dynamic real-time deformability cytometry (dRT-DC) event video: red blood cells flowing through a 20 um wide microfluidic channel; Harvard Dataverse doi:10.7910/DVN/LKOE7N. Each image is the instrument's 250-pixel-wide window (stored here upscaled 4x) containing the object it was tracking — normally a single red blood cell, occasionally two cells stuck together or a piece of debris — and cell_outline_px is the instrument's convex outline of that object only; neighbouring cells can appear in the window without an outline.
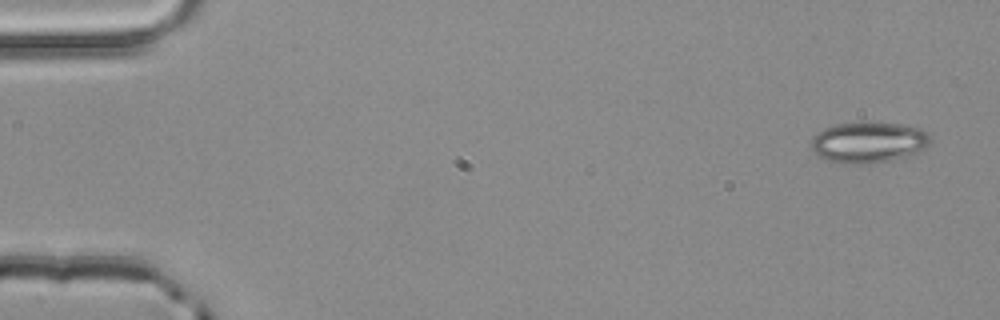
{"species": "common noctule bat (a hibernating species)", "species_latin": "Nyctalus noctula", "temperature_condition": "room temperature", "stored_images_in_passage": 4, "camera_frame_rate_fps": 3000, "um_per_image_px": 0.085, "animal": {"sex": "male", "body_mass_g": 20.4}, "frame": {"image": 1, "passage_image": 1, "time_ms": 0.0, "image_size_px": [1000, 320], "cell_outline_px": [[932, 136], [928, 144], [920, 152], [912, 156], [888, 160], [860, 164], [856, 164], [828, 160], [816, 156], [812, 152], [808, 144], [812, 136], [824, 128], [832, 124], [900, 124], [920, 128], [928, 132]], "centroid_in_image_um": [73.8, 12.11], "position_along_channel_um": 11.2, "area_um2": 28.32}}
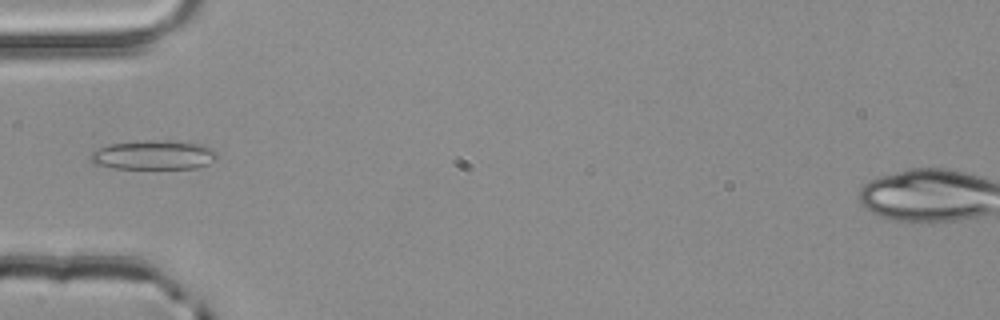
{"frame": {"image": 2, "passage_image": 4, "time_ms": 1.0, "image_size_px": [1000, 320], "cell_outline_px": [[220, 156], [216, 160], [208, 164], [196, 168], [112, 168], [92, 164], [92, 152], [108, 144], [144, 140], [164, 140], [204, 144], [212, 148]], "centroid_in_image_um": [13.11, 13.17], "position_along_channel_um": 71.9, "area_um2": 21.73}}